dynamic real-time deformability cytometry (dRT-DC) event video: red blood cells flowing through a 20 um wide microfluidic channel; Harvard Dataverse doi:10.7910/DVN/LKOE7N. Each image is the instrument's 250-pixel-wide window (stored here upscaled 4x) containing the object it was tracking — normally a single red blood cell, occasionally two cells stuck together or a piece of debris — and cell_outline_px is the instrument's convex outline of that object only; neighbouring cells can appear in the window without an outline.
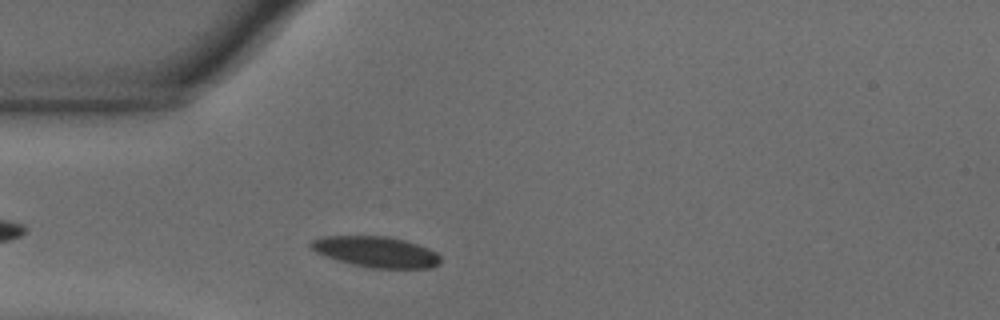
{"species": "common noctule bat (a hibernating species)", "species_latin": "Nyctalus noctula", "temperature_condition": "warm", "stored_images_in_passage": 44, "camera_frame_rate_fps": 3000, "um_per_image_px": 0.085, "animal": {"sex": "male", "body_mass_g": 18.8}, "frame": {"image": 1, "passage_image": 4, "time_ms": 1.0, "image_size_px": [1000, 320], "cell_outline_px": [[440, 260], [436, 264], [428, 268], [372, 268], [352, 264], [336, 260], [324, 256], [308, 248], [308, 244], [312, 240], [320, 236], [384, 236], [404, 240], [428, 248], [436, 252], [440, 256]], "centroid_in_image_um": [31.88, 21.4], "position_along_channel_um": 53.1, "area_um2": 23.24}}
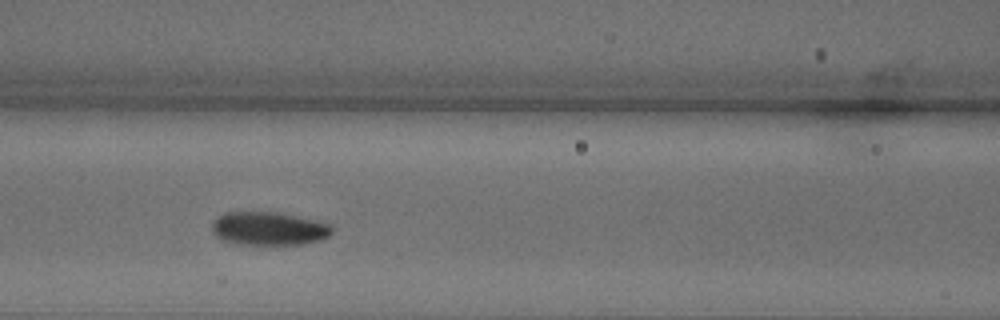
{"frame": {"image": 2, "passage_image": 12, "time_ms": 3.667, "image_size_px": [1000, 320], "cell_outline_px": [[332, 232], [328, 236], [320, 240], [304, 244], [236, 244], [220, 240], [212, 232], [212, 220], [216, 216], [224, 212], [276, 212], [332, 224]], "centroid_in_image_um": [22.79, 19.43], "position_along_channel_um": 143.8, "area_um2": 23.47}}
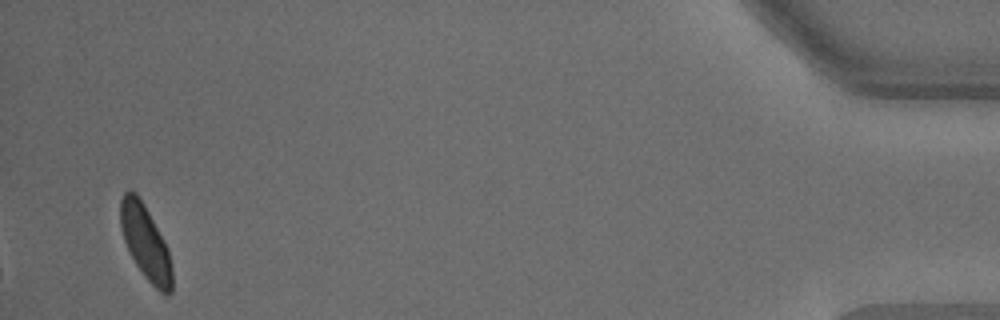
{"frame": {"image": 3, "passage_image": 42, "time_ms": 13.667, "image_size_px": [1000, 320], "cell_outline_px": [[172, 292], [168, 296], [164, 296], [144, 276], [136, 264], [124, 240], [120, 228], [120, 200], [124, 192], [128, 188], [136, 192], [144, 204], [164, 240], [168, 248], [172, 268]], "centroid_in_image_um": [12.37, 20.6], "position_along_channel_um": 422.8, "area_um2": 22.43}, "authors_computed_cell_mechanics": {"area_um2": 22.9755, "velocity_mm_per_s": 3.6243, "shape_relaxation_time_tau1_ms": 2.3118, "shape_relaxation_time_tau2_ms": 4.4777, "deformation_change_tau1": 0.0934, "deformation_change_tau2": 0.0835}}